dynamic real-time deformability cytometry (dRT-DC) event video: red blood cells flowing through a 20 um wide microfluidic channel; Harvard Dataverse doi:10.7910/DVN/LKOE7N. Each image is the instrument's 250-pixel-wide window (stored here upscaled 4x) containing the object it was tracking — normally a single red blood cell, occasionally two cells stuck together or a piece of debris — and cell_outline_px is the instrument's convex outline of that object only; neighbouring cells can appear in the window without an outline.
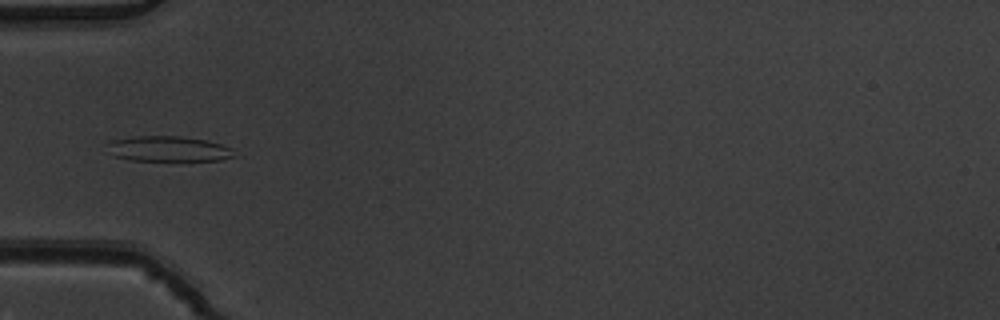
{"species": "common noctule bat (a hibernating species)", "species_latin": "Nyctalus noctula", "temperature_condition": "warm", "stored_images_in_passage": 5, "camera_frame_rate_fps": 3000, "um_per_image_px": 0.085, "animal": {"sex": "male", "body_mass_g": 19.5, "forearm_length_mm": 54.6}, "frame": {"image": 1, "passage_image": 5, "time_ms": 1.333, "image_size_px": [1000, 320], "cell_outline_px": [[236, 156], [220, 160], [128, 160], [112, 156], [104, 144], [112, 140], [136, 136], [180, 136], [204, 140], [220, 144], [232, 148]], "centroid_in_image_um": [14.25, 12.65], "position_along_channel_um": 70.7, "area_um2": 18.79}}